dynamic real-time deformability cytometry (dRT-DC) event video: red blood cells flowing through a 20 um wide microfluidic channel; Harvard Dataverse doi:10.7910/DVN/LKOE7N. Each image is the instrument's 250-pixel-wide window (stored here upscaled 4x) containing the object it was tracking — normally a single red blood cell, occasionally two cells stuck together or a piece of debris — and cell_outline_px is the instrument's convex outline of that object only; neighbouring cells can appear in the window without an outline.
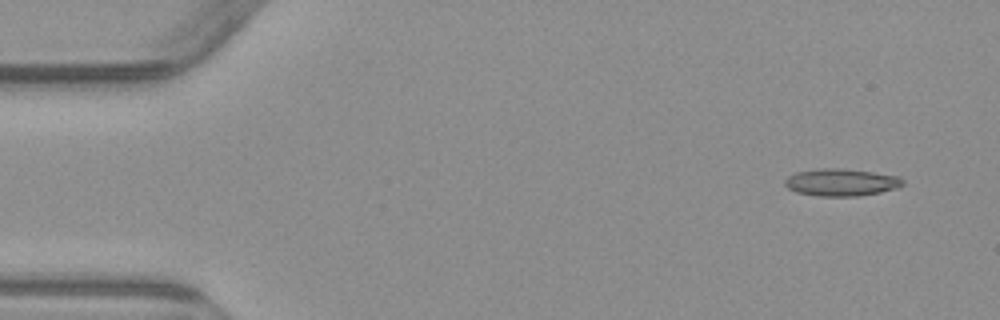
{"species": "common noctule bat (a hibernating species)", "species_latin": "Nyctalus noctula", "temperature_condition": "warm", "stored_images_in_passage": 7, "camera_frame_rate_fps": 3000, "um_per_image_px": 0.085, "animal": {"sex": "male", "body_mass_g": 23.1, "forearm_length_mm": 52.7}, "frame": {"image": 1, "passage_image": 1, "time_ms": 0.0, "image_size_px": [1000, 320], "cell_outline_px": [[904, 184], [900, 188], [860, 196], [816, 196], [796, 192], [788, 188], [784, 184], [784, 180], [788, 176], [796, 172], [816, 168], [840, 168], [872, 172], [900, 176], [904, 180]], "centroid_in_image_um": [71.52, 15.5], "position_along_channel_um": 13.5, "area_um2": 19.02}}
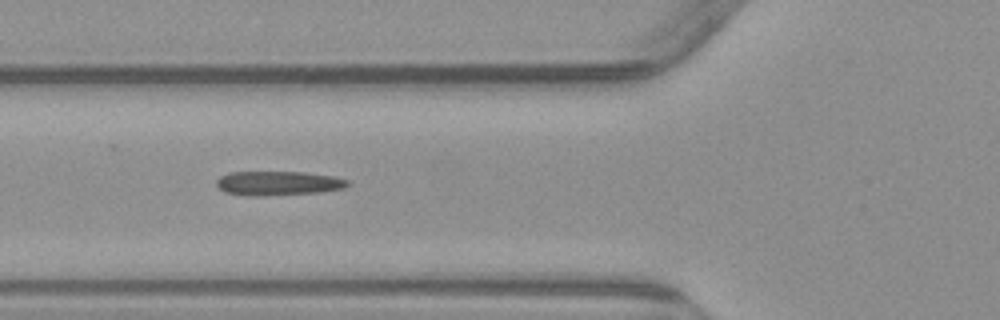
{"frame": {"image": 2, "passage_image": 5, "time_ms": 5.333, "image_size_px": [1000, 320], "cell_outline_px": [[348, 184], [344, 188], [320, 192], [264, 196], [224, 192], [216, 184], [216, 180], [220, 176], [228, 172], [304, 172], [332, 176], [348, 180]], "centroid_in_image_um": [23.64, 15.56], "position_along_channel_um": 102.2, "area_um2": 18.32}}
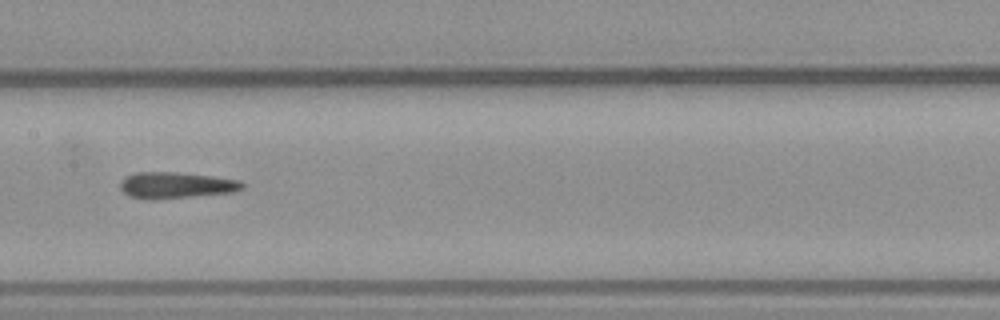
{"frame": {"image": 3, "passage_image": 7, "time_ms": 7.667, "image_size_px": [1000, 320], "cell_outline_px": [[244, 188], [232, 192], [152, 200], [132, 196], [124, 192], [120, 188], [120, 180], [124, 176], [136, 172], [176, 172], [212, 176], [240, 180], [244, 184]], "centroid_in_image_um": [14.94, 15.73], "position_along_channel_um": 192.5, "area_um2": 18.61}}